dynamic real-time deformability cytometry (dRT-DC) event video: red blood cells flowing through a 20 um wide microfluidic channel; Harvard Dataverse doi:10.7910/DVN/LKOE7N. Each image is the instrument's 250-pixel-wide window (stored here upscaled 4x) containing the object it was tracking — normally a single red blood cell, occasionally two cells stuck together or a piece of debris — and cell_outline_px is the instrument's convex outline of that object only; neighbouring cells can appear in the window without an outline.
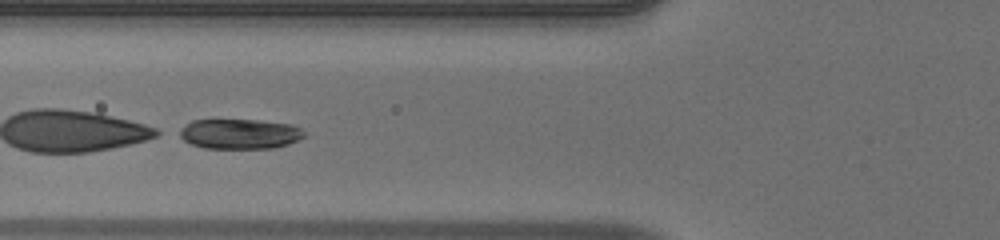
{"species": "human", "species_latin": "Homo sapiens", "temperature_condition": "warm", "stored_images_in_passage": 40, "segment_of_instrument_passage": [2, 2], "camera_frame_rate_fps": 3000, "um_per_image_px": 0.085, "donor": {"sex": "male"}, "frame": {"image": 1, "passage_image": 9, "time_ms": 2.667, "image_size_px": [1000, 240], "cell_outline_px": [[296, 136], [292, 140], [280, 144], [252, 148], [216, 148], [196, 144], [188, 140], [184, 136], [184, 132], [192, 124], [200, 120], [244, 120], [276, 124], [292, 128]], "centroid_in_image_um": [20.21, 11.38], "position_along_channel_um": 105.6, "area_um2": 18.44}}
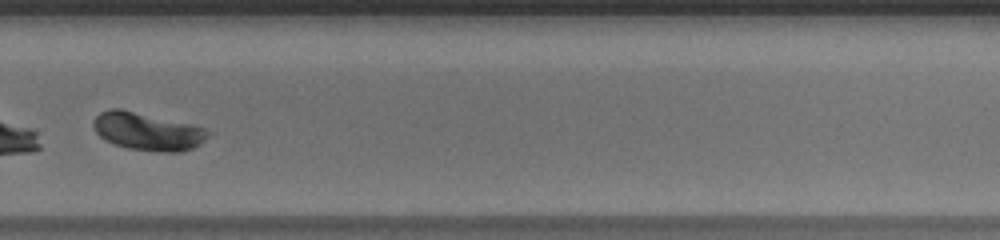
{"frame": {"image": 2, "passage_image": 25, "time_ms": 8.0, "image_size_px": [1000, 240], "cell_outline_px": [[196, 140], [192, 144], [184, 148], [140, 148], [120, 144], [104, 136], [100, 132], [96, 124], [96, 120], [104, 112], [128, 112], [192, 128]], "centroid_in_image_um": [12.23, 11.16], "position_along_channel_um": 317.6, "area_um2": 18.96}}